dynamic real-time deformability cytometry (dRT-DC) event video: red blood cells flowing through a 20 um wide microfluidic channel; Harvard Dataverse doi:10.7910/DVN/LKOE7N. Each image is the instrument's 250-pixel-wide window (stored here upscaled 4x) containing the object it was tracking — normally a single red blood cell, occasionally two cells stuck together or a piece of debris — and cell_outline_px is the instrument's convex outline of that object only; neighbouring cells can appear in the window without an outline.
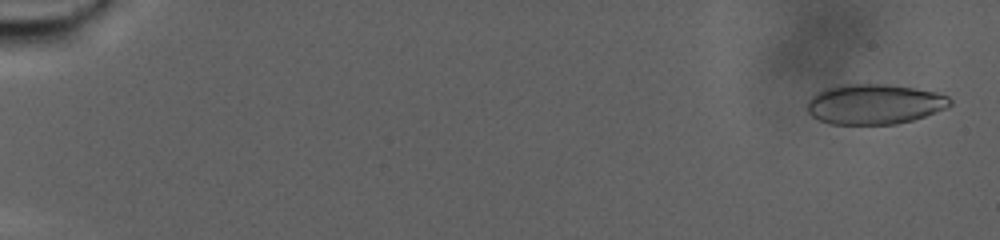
{"species": "human", "species_latin": "Homo sapiens", "temperature_condition": "warm", "stored_images_in_passage": 90, "camera_frame_rate_fps": 3000, "um_per_image_px": 0.085, "donor": {"sex": "male"}, "frame": {"image": 1, "passage_image": 3, "time_ms": 0.667, "image_size_px": [1000, 240], "cell_outline_px": [[952, 104], [948, 108], [912, 120], [896, 124], [828, 124], [812, 116], [808, 112], [808, 100], [816, 92], [824, 88], [840, 84], [884, 84], [912, 88], [936, 92], [948, 96], [952, 100]], "centroid_in_image_um": [74.31, 8.85], "position_along_channel_um": 10.7, "area_um2": 33.52}}
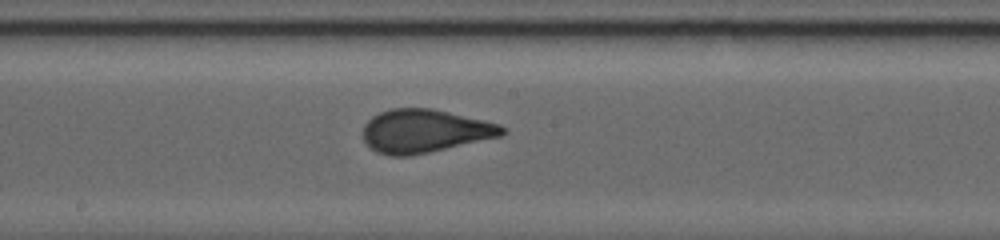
{"frame": {"image": 2, "passage_image": 52, "time_ms": 17.0, "image_size_px": [1000, 240], "cell_outline_px": [[508, 132], [500, 136], [428, 152], [408, 156], [388, 156], [376, 152], [364, 140], [364, 124], [372, 116], [380, 112], [392, 108], [432, 108], [484, 120], [500, 124], [508, 128]], "centroid_in_image_um": [36.1, 11.13], "position_along_channel_um": 212.1, "area_um2": 34.97}}
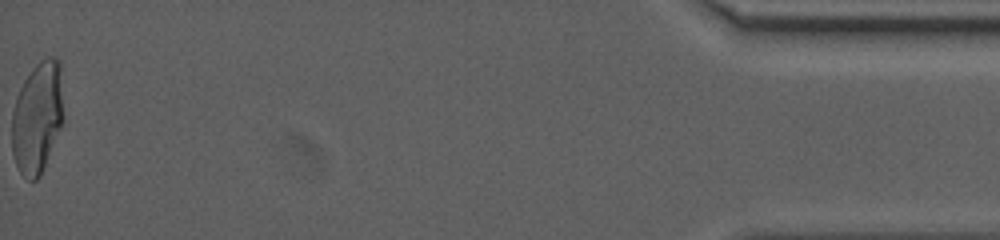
{"frame": {"image": 3, "passage_image": 90, "time_ms": 29.667, "image_size_px": [1000, 240], "cell_outline_px": [[64, 120], [40, 176], [36, 180], [28, 180], [20, 172], [16, 164], [12, 152], [12, 112], [16, 96], [24, 80], [32, 68], [40, 60], [48, 56], [52, 56], [60, 60], [64, 116]], "centroid_in_image_um": [3.19, 9.95], "position_along_channel_um": 432.0, "area_um2": 33.87}}